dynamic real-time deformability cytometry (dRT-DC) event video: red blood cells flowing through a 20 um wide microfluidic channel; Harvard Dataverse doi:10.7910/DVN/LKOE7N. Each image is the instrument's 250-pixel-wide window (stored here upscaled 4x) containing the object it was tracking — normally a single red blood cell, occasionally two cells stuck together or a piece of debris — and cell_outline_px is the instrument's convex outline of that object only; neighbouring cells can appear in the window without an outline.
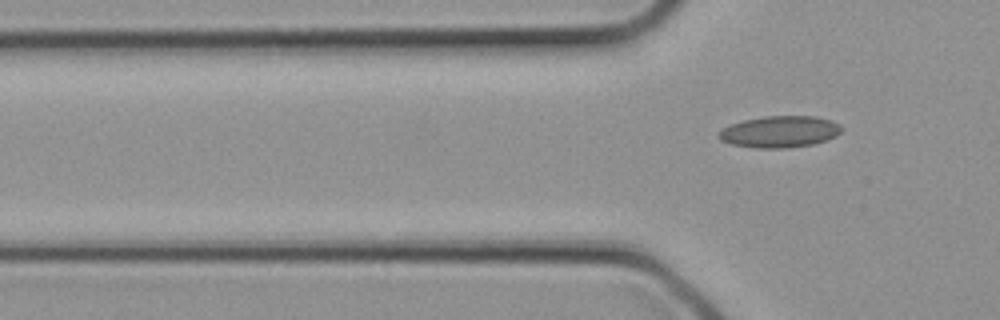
{"species": "common noctule bat (a hibernating species)", "species_latin": "Nyctalus noctula", "temperature_condition": "cold", "stored_images_in_passage": 3, "camera_frame_rate_fps": 3000, "um_per_image_px": 0.085, "animal": {"sex": "female", "body_mass_g": 21.9}, "frame": {"image": 1, "passage_image": 3, "time_ms": 0.667, "image_size_px": [1000, 320], "cell_outline_px": [[844, 128], [836, 136], [828, 140], [812, 144], [788, 148], [756, 148], [732, 144], [720, 140], [716, 136], [724, 128], [732, 124], [744, 120], [764, 116], [816, 116], [832, 120], [840, 124]], "centroid_in_image_um": [66.32, 11.19], "position_along_channel_um": 59.5, "area_um2": 22.72}}